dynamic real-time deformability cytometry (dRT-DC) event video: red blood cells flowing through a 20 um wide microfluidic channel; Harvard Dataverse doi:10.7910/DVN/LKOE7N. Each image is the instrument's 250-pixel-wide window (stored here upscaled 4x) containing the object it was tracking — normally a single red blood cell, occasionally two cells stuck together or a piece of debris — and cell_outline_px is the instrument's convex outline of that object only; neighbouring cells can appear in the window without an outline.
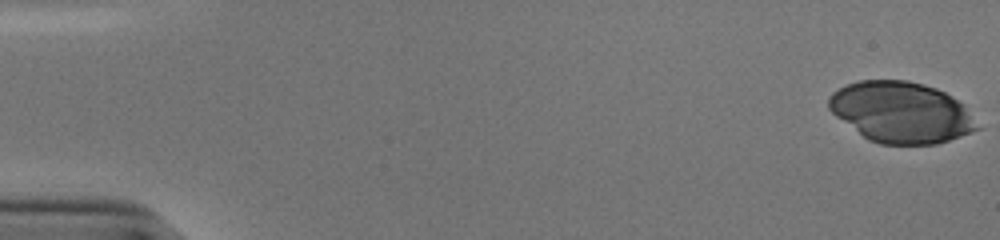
{"species": "human", "species_latin": "Homo sapiens", "temperature_condition": "cold", "stored_images_in_passage": 53, "camera_frame_rate_fps": 3000, "um_per_image_px": 0.085, "donor": {"sex": "male"}, "frame": {"image": 1, "passage_image": 1, "time_ms": 0.0, "image_size_px": [1000, 240], "cell_outline_px": [[984, 128], [936, 144], [880, 144], [868, 140], [836, 116], [828, 108], [828, 96], [832, 92], [848, 84], [860, 80], [908, 80], [924, 84], [936, 88], [944, 92], [964, 104]], "centroid_in_image_um": [76.63, 9.54], "position_along_channel_um": 8.4, "area_um2": 53.0}}